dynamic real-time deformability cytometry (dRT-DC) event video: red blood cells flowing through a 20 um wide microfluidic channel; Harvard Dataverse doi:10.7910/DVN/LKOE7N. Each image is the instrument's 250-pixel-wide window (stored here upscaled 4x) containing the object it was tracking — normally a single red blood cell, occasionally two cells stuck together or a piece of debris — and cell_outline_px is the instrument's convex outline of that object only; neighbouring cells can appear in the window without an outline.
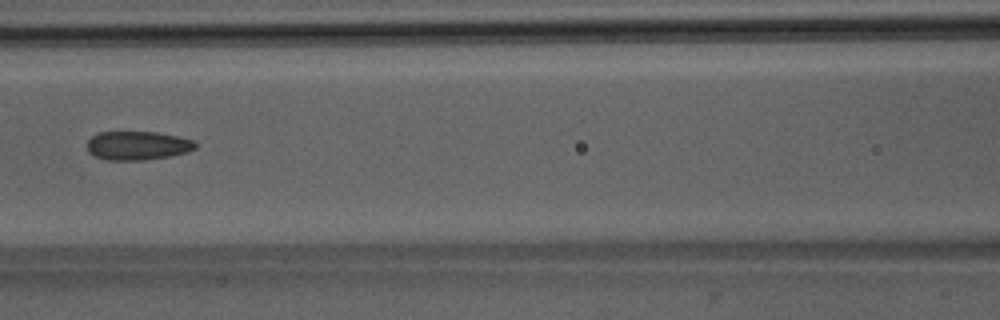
{"species": "Egyptian fruit bat (a non-hibernating species)", "species_latin": "Rousettus aegyptiacus", "temperature_condition": "room temperature", "stored_images_in_passage": 3, "camera_frame_rate_fps": 3000, "um_per_image_px": 0.085, "animal": {"sex": "male"}, "frame": {"image": 1, "passage_image": 3, "time_ms": 2.333, "image_size_px": [1000, 320], "cell_outline_px": [[196, 148], [188, 152], [168, 156], [144, 160], [108, 160], [96, 156], [88, 152], [88, 140], [92, 136], [100, 132], [156, 132], [176, 136], [192, 140], [196, 144]], "centroid_in_image_um": [11.69, 12.37], "position_along_channel_um": 154.9, "area_um2": 17.98}}